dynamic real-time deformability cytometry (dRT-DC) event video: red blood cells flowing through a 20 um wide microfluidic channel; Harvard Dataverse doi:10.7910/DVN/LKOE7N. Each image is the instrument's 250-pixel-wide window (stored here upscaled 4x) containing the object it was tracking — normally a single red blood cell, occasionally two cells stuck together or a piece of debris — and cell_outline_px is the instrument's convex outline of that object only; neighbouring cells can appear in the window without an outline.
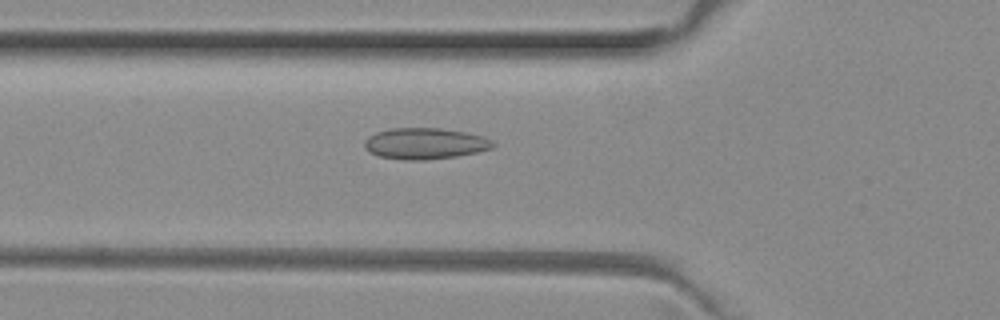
{"species": "common noctule bat (a hibernating species)", "species_latin": "Nyctalus noctula", "temperature_condition": "room temperature", "stored_images_in_passage": 51, "camera_frame_rate_fps": 3000, "um_per_image_px": 0.085, "animal": {"sex": "female", "body_mass_g": 29.2, "forearm_length_mm": 56.3}, "frame": {"image": 1, "passage_image": 18, "time_ms": 5.667, "image_size_px": [1000, 320], "cell_outline_px": [[496, 144], [492, 148], [476, 152], [456, 156], [428, 160], [404, 160], [380, 156], [368, 152], [364, 148], [364, 140], [368, 136], [376, 132], [392, 128], [440, 128], [464, 132], [484, 136], [492, 140]], "centroid_in_image_um": [36.1, 12.2], "position_along_channel_um": 89.7, "area_um2": 23.47}}
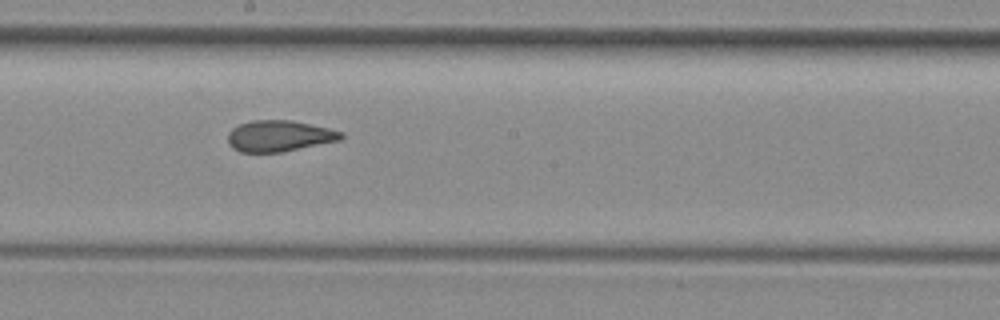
{"frame": {"image": 2, "passage_image": 28, "time_ms": 9.0, "image_size_px": [1000, 320], "cell_outline_px": [[344, 136], [340, 140], [284, 152], [240, 152], [232, 148], [228, 144], [228, 132], [232, 128], [240, 124], [252, 120], [292, 120], [328, 128], [344, 132]], "centroid_in_image_um": [23.73, 11.56], "position_along_channel_um": 224.5, "area_um2": 20.69}}
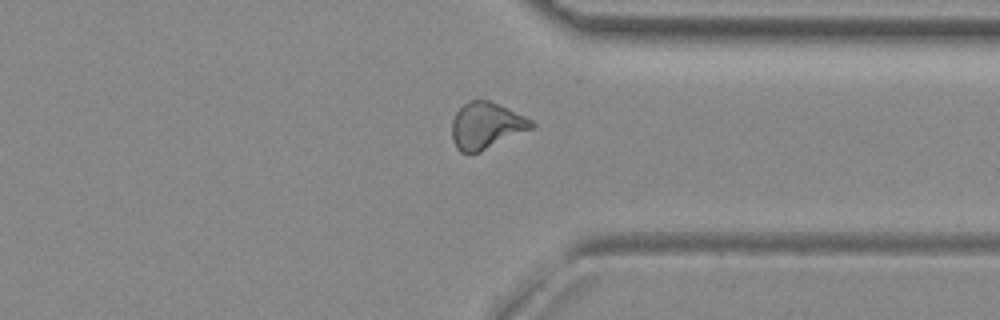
{"frame": {"image": 3, "passage_image": 39, "time_ms": 12.667, "image_size_px": [1000, 320], "cell_outline_px": [[536, 128], [480, 152], [460, 152], [456, 148], [452, 140], [452, 120], [456, 112], [468, 100], [488, 100], [508, 108], [532, 120], [536, 124]], "centroid_in_image_um": [41.36, 10.69], "position_along_channel_um": 370.0, "area_um2": 21.79}, "authors_computed_cell_mechanics": {"area_um2": 21.5594, "velocity_mm_per_s": 4.0382, "shape_relaxation_time_tau1_ms": null, "shape_relaxation_time_tau2_ms": 1.9052, "deformation_change_tau1": null, "deformation_change_tau2": 0.0808}}